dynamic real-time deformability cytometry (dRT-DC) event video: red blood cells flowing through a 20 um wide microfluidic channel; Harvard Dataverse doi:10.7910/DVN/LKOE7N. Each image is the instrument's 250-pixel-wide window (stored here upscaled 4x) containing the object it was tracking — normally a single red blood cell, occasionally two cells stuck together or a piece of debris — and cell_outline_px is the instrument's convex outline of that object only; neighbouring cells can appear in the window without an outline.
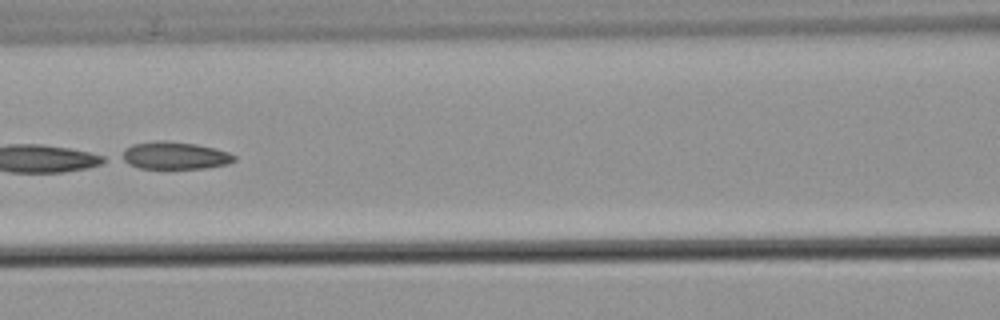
{"species": "common noctule bat (a hibernating species)", "species_latin": "Nyctalus noctula", "temperature_condition": "warm", "stored_images_in_passage": 7, "segment_of_instrument_passage": [2, 2], "camera_frame_rate_fps": 3000, "um_per_image_px": 0.085, "animal": {"sex": "male", "body_mass_g": 21.5, "forearm_length_mm": 52.0}, "frame": {"image": 1, "passage_image": 7, "time_ms": 7.333, "image_size_px": [1000, 320], "cell_outline_px": [[236, 160], [228, 164], [204, 168], [140, 168], [128, 164], [120, 160], [116, 156], [124, 148], [132, 144], [160, 140], [164, 140], [196, 144], [228, 152], [236, 156]], "centroid_in_image_um": [14.76, 13.22], "position_along_channel_um": 151.8, "area_um2": 18.21}}